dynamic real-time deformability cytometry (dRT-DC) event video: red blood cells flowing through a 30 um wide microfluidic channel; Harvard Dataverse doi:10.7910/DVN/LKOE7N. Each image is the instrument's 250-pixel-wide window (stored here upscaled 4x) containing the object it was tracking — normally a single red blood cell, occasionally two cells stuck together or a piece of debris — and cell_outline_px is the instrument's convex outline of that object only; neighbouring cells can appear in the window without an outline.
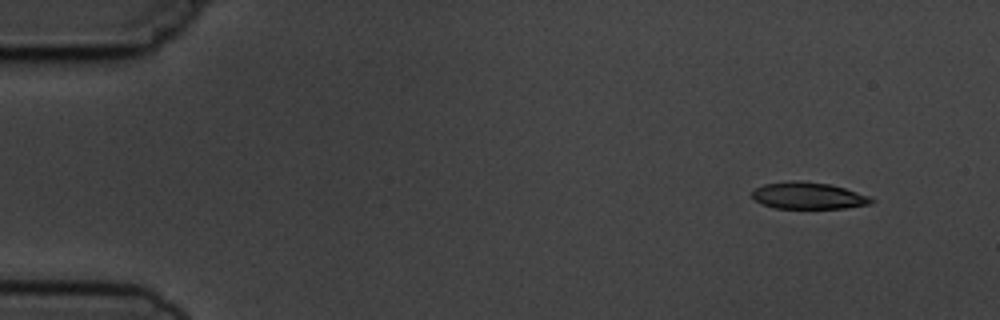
{"species": "common noctule bat (a hibernating species)", "species_latin": "Nyctalus noctula", "temperature_condition": "cold", "stored_images_in_passage": 8, "camera_frame_rate_fps": 3000, "um_per_image_px": 0.085, "animal": {"sex": "male", "body_mass_g": 19.5, "forearm_length_mm": 54.6}, "frame": {"image": 1, "passage_image": 1, "time_ms": 0.0, "image_size_px": [1000, 320], "cell_outline_px": [[876, 200], [872, 204], [844, 208], [772, 208], [756, 200], [752, 196], [752, 192], [756, 188], [764, 184], [792, 180], [800, 180], [828, 184], [844, 188], [872, 196]], "centroid_in_image_um": [68.76, 16.63], "position_along_channel_um": 16.2, "area_um2": 18.67}}
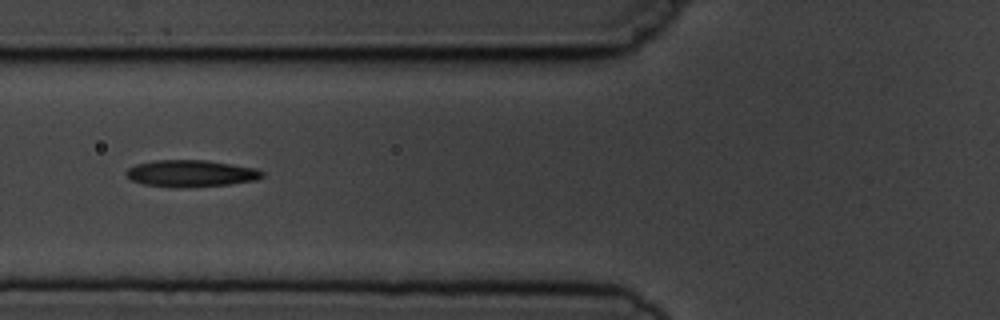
{"frame": {"image": 2, "passage_image": 5, "time_ms": 5.333, "image_size_px": [1000, 320], "cell_outline_px": [[264, 176], [256, 180], [228, 184], [180, 188], [144, 184], [132, 180], [124, 172], [128, 168], [136, 164], [156, 160], [208, 160], [256, 168], [264, 172]], "centroid_in_image_um": [16.24, 14.73], "position_along_channel_um": 109.6, "area_um2": 21.21}}
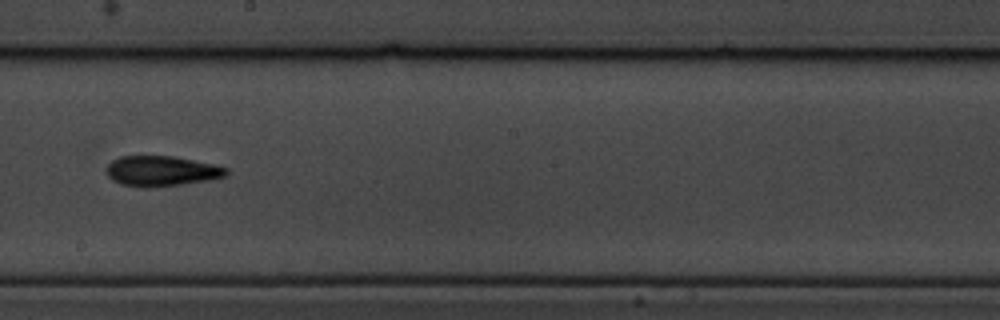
{"frame": {"image": 3, "passage_image": 8, "time_ms": 8.667, "image_size_px": [1000, 320], "cell_outline_px": [[228, 176], [208, 180], [180, 184], [148, 188], [120, 184], [112, 180], [108, 176], [104, 168], [112, 160], [120, 156], [172, 156], [212, 164], [228, 168]], "centroid_in_image_um": [13.69, 14.54], "position_along_channel_um": 234.5, "area_um2": 21.15}}